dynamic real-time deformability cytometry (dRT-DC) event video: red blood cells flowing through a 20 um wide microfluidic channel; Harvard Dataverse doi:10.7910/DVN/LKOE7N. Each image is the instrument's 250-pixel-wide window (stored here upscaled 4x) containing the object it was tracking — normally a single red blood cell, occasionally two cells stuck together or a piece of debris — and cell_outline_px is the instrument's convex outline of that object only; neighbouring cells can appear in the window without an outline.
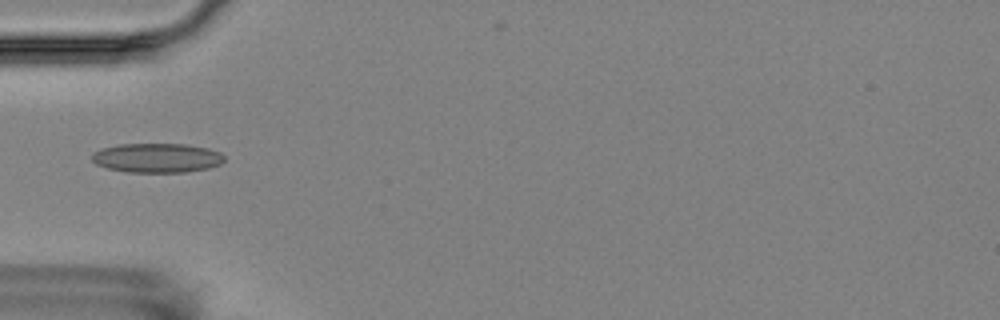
{"species": "Egyptian fruit bat (a non-hibernating species)", "species_latin": "Rousettus aegyptiacus", "temperature_condition": "room temperature", "stored_images_in_passage": 1, "camera_frame_rate_fps": 3000, "um_per_image_px": 0.085, "animal": {"sex": "female"}, "frame": {"image": 1, "passage_image": 1, "time_ms": 0.0, "image_size_px": [1000, 320], "cell_outline_px": [[224, 160], [220, 164], [208, 168], [184, 172], [128, 172], [108, 168], [96, 164], [92, 160], [92, 152], [100, 148], [120, 144], [184, 144], [208, 148], [220, 152], [224, 156]], "centroid_in_image_um": [13.32, 13.41], "position_along_channel_um": 71.7, "area_um2": 22.66}}